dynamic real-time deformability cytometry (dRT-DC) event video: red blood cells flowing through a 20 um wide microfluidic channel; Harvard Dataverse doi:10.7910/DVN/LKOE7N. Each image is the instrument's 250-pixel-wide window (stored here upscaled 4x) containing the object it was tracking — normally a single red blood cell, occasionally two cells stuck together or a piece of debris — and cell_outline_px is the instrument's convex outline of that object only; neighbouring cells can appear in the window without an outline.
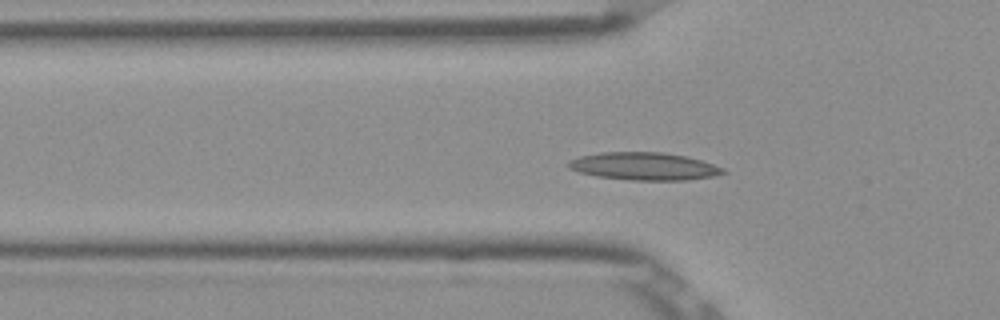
{"species": "Egyptian fruit bat (a non-hibernating species)", "species_latin": "Rousettus aegyptiacus", "temperature_condition": "room temperature", "stored_images_in_passage": 43, "camera_frame_rate_fps": 3000, "um_per_image_px": 0.085, "frame": {"image": 1, "passage_image": 7, "time_ms": 2.0, "image_size_px": [1000, 320], "cell_outline_px": [[728, 172], [712, 176], [684, 180], [632, 180], [596, 176], [580, 172], [568, 168], [564, 164], [568, 160], [580, 156], [600, 152], [660, 152], [684, 156], [700, 160], [724, 168]], "centroid_in_image_um": [54.69, 14.13], "position_along_channel_um": 71.1, "area_um2": 24.85}}
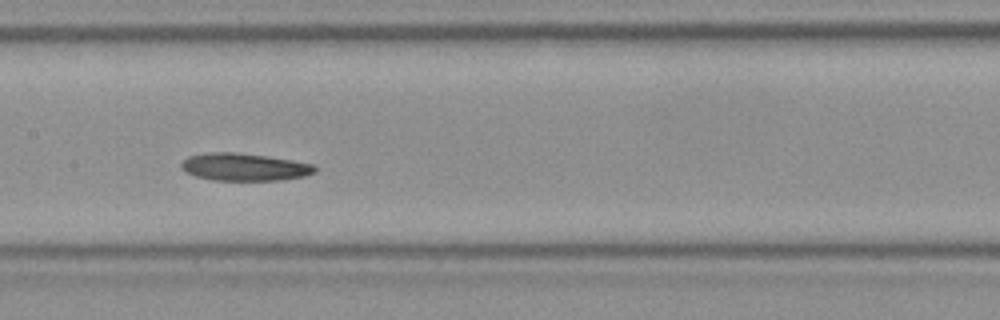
{"frame": {"image": 2, "passage_image": 16, "time_ms": 5.0, "image_size_px": [1000, 320], "cell_outline_px": [[316, 172], [304, 176], [280, 180], [212, 180], [196, 176], [180, 168], [180, 164], [188, 156], [208, 152], [236, 152], [292, 160], [316, 164]], "centroid_in_image_um": [20.78, 14.19], "position_along_channel_um": 186.6, "area_um2": 21.39}}
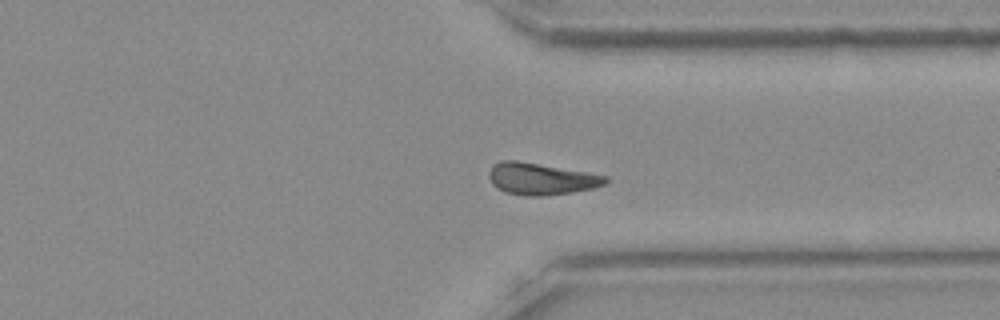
{"frame": {"image": 3, "passage_image": 30, "time_ms": 9.667, "image_size_px": [1000, 320], "cell_outline_px": [[608, 180], [604, 184], [592, 188], [572, 192], [544, 196], [524, 196], [504, 192], [496, 188], [492, 184], [488, 176], [488, 172], [492, 164], [500, 160], [516, 160], [608, 176]], "centroid_in_image_um": [45.91, 15.2], "position_along_channel_um": 365.5, "area_um2": 21.62}, "authors_computed_cell_mechanics": {"area_um2": 21.386, "velocity_mm_per_s": 3.8335, "shape_relaxation_time_tau1_ms": 3.5377, "shape_relaxation_time_tau2_ms": 4.8838, "deformation_change_tau1": 0.1014, "deformation_change_tau2": 0.1084}}